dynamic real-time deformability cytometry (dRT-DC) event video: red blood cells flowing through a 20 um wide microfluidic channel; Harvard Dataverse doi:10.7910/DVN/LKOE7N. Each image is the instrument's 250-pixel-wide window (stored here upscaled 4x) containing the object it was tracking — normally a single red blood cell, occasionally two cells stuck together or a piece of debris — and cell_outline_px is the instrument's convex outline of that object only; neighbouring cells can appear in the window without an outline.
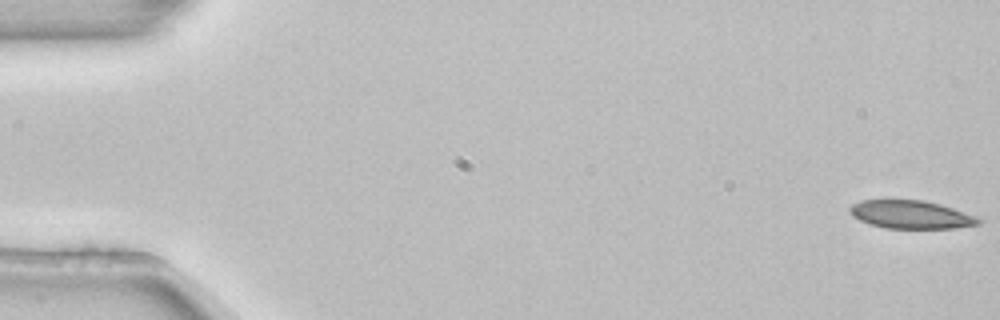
{"species": "common noctule bat (a hibernating species)", "species_latin": "Nyctalus noctula", "temperature_condition": "room temperature", "stored_images_in_passage": 5, "camera_frame_rate_fps": 3000, "um_per_image_px": 0.085, "animal": {"sex": "female", "body_mass_g": 22.7, "forearm_length_mm": 54.2}, "frame": {"image": 1, "passage_image": 1, "time_ms": 0.0, "image_size_px": [1000, 320], "cell_outline_px": [[984, 220], [980, 224], [956, 228], [884, 228], [860, 220], [852, 216], [848, 208], [852, 204], [860, 200], [924, 200], [940, 204], [976, 216]], "centroid_in_image_um": [77.44, 18.24], "position_along_channel_um": 7.6, "area_um2": 21.1}}
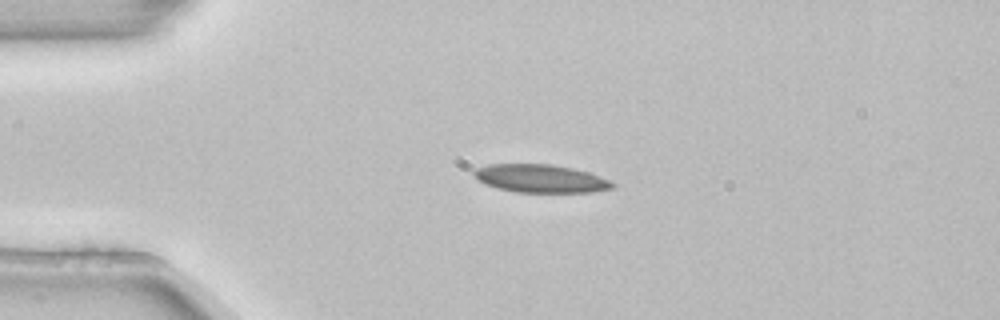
{"frame": {"image": 2, "passage_image": 4, "time_ms": 1.0, "image_size_px": [1000, 320], "cell_outline_px": [[616, 184], [612, 188], [592, 192], [516, 192], [496, 188], [480, 180], [472, 172], [476, 168], [488, 164], [552, 164], [572, 168], [588, 172], [600, 176]], "centroid_in_image_um": [45.96, 15.17], "position_along_channel_um": 39.0, "area_um2": 22.48}}